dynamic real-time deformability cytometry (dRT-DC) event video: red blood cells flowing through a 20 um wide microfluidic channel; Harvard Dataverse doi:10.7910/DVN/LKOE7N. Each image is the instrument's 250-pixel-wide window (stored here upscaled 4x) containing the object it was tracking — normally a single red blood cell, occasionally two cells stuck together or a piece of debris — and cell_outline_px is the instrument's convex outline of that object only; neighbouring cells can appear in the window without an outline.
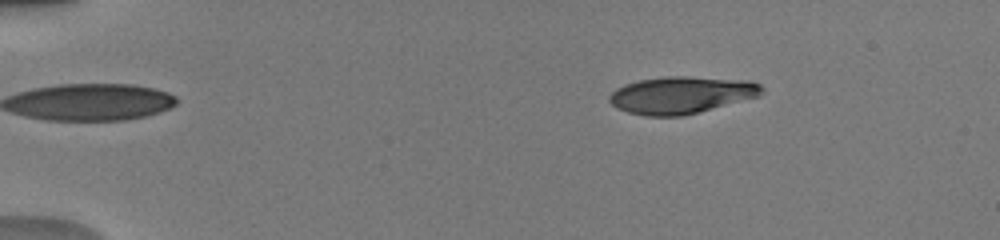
{"species": "human", "species_latin": "Homo sapiens", "temperature_condition": "warm", "stored_images_in_passage": 9, "camera_frame_rate_fps": 3000, "um_per_image_px": 0.085, "donor": {"sex": "male"}, "frame": {"image": 1, "passage_image": 4, "time_ms": 2.667, "image_size_px": [1000, 240], "cell_outline_px": [[764, 92], [760, 96], [684, 116], [644, 116], [628, 112], [616, 108], [608, 100], [608, 96], [616, 88], [624, 84], [640, 80], [668, 76], [684, 76], [752, 80], [760, 84], [764, 88]], "centroid_in_image_um": [57.93, 8.07], "position_along_channel_um": 27.1, "area_um2": 33.29}}
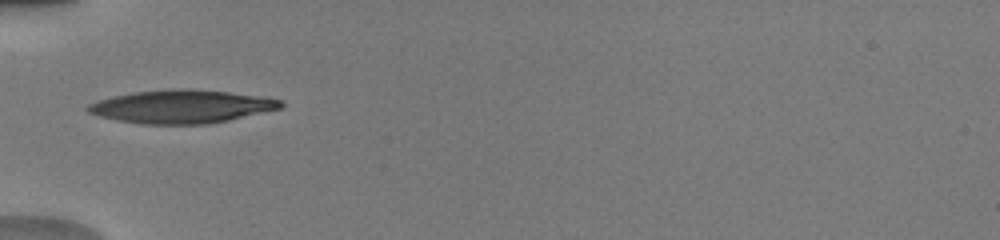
{"frame": {"image": 2, "passage_image": 8, "time_ms": 6.0, "image_size_px": [1000, 240], "cell_outline_px": [[284, 108], [228, 120], [208, 124], [144, 124], [116, 120], [100, 116], [88, 112], [84, 108], [88, 104], [100, 100], [116, 96], [136, 92], [168, 88], [192, 88], [228, 92], [260, 96], [280, 100], [284, 104]], "centroid_in_image_um": [15.46, 9.05], "position_along_channel_um": 69.5, "area_um2": 37.34}}